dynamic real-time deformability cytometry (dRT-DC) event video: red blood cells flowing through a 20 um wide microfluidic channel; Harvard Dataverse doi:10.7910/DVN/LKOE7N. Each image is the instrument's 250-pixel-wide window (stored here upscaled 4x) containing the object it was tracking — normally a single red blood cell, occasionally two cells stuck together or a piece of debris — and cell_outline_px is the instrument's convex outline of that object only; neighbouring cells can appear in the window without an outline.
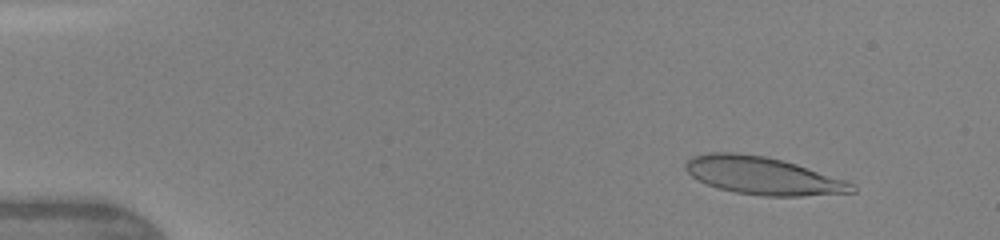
{"species": "human", "species_latin": "Homo sapiens", "temperature_condition": "warm", "stored_images_in_passage": 7, "segment_of_instrument_passage": [1, 2], "camera_frame_rate_fps": 3000, "um_per_image_px": 0.085, "donor": {"sex": "female"}, "frame": {"image": 1, "passage_image": 1, "time_ms": 0.0, "image_size_px": [1000, 240], "cell_outline_px": [[856, 192], [800, 196], [764, 196], [736, 192], [720, 188], [708, 184], [692, 176], [684, 168], [684, 164], [692, 156], [708, 152], [736, 152], [768, 156], [784, 160], [856, 184]], "centroid_in_image_um": [64.84, 14.92], "position_along_channel_um": 20.2, "area_um2": 36.41}}
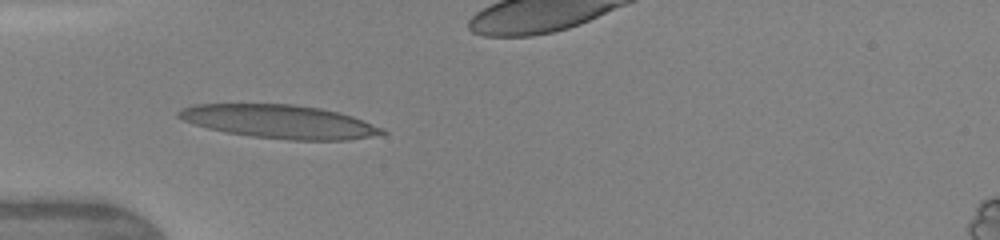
{"frame": {"image": 2, "passage_image": 5, "time_ms": 3.333, "image_size_px": [1000, 240], "cell_outline_px": [[388, 132], [348, 140], [292, 140], [252, 136], [224, 132], [208, 128], [184, 120], [176, 116], [176, 112], [180, 108], [192, 104], [292, 104], [320, 108], [340, 112], [352, 116], [384, 128]], "centroid_in_image_um": [23.73, 10.33], "position_along_channel_um": 61.3, "area_um2": 39.59}}